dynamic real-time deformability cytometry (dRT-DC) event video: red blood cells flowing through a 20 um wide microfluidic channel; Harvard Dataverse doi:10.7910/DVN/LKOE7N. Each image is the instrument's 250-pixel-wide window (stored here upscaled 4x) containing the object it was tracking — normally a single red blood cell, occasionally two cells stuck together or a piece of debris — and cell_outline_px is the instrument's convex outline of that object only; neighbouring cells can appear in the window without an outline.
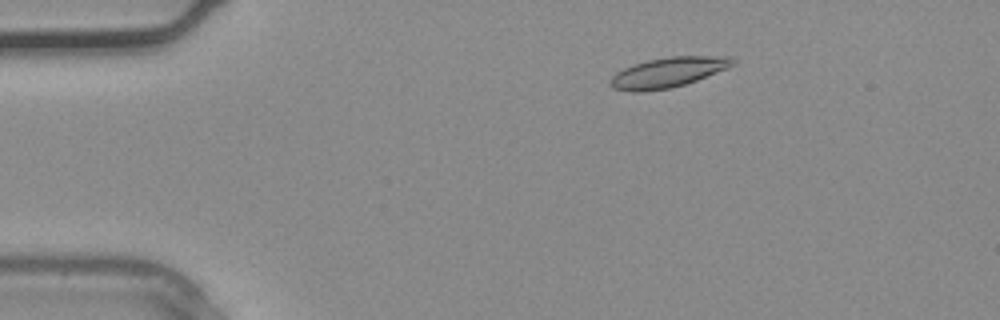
{"species": "common noctule bat (a hibernating species)", "species_latin": "Nyctalus noctula", "temperature_condition": "warm", "stored_images_in_passage": 2, "camera_frame_rate_fps": 3000, "um_per_image_px": 0.085, "animal": {"sex": "male", "body_mass_g": 20.4}, "frame": {"image": 1, "passage_image": 1, "time_ms": 0.0, "image_size_px": [1000, 320], "cell_outline_px": [[736, 64], [728, 68], [696, 80], [684, 84], [668, 88], [644, 92], [632, 92], [612, 88], [608, 84], [608, 80], [616, 72], [632, 64], [648, 60], [672, 56], [732, 56], [736, 60]], "centroid_in_image_um": [56.76, 6.15], "position_along_channel_um": 28.2, "area_um2": 21.62}}